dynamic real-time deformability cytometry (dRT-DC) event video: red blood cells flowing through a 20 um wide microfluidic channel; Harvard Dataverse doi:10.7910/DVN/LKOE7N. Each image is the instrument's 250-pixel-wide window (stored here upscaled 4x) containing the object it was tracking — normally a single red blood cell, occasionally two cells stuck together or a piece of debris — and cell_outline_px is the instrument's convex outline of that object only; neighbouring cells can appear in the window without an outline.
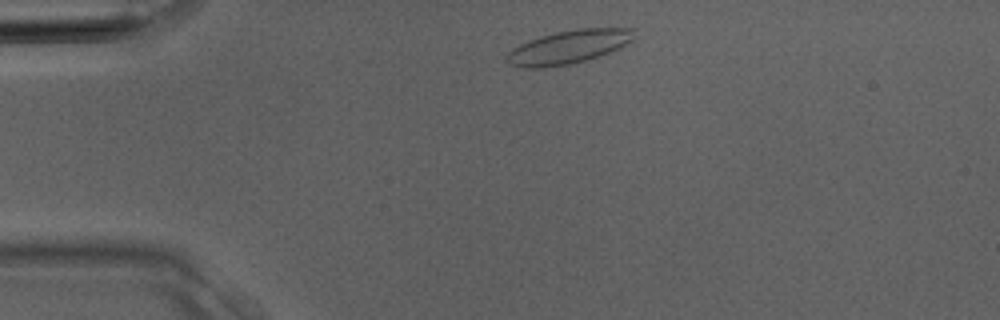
{"species": "Egyptian fruit bat (a non-hibernating species)", "species_latin": "Rousettus aegyptiacus", "temperature_condition": "room temperature", "stored_images_in_passage": 2, "camera_frame_rate_fps": 3000, "um_per_image_px": 0.085, "animal": {"sex": "male"}, "frame": {"image": 1, "passage_image": 1, "time_ms": 0.0, "image_size_px": [1000, 320], "cell_outline_px": [[636, 28], [632, 40], [620, 48], [600, 56], [588, 60], [568, 64], [540, 68], [524, 68], [508, 64], [504, 60], [504, 56], [512, 48], [528, 40], [540, 36], [556, 32], [576, 28]], "centroid_in_image_um": [48.3, 3.99], "position_along_channel_um": 36.7, "area_um2": 25.14}}